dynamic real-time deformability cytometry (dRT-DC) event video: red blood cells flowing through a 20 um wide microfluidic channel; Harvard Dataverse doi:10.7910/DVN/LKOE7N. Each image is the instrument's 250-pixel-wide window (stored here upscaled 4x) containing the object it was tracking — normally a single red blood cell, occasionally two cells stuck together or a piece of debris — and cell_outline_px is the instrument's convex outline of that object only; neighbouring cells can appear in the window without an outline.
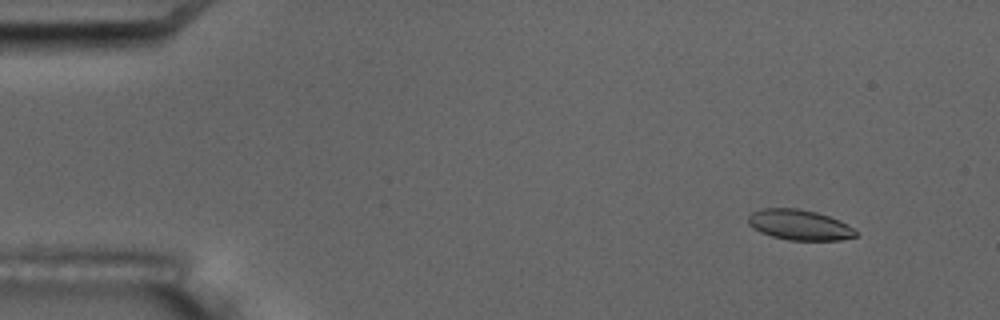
{"species": "common noctule bat (a hibernating species)", "species_latin": "Nyctalus noctula", "temperature_condition": "room temperature", "stored_images_in_passage": 7, "camera_frame_rate_fps": 3000, "um_per_image_px": 0.085, "animal": {"sex": "male", "body_mass_g": 17.5, "forearm_length_mm": 52.3}, "frame": {"image": 1, "passage_image": 1, "time_ms": 0.0, "image_size_px": [1000, 320], "cell_outline_px": [[856, 236], [840, 240], [788, 240], [772, 236], [760, 232], [752, 228], [748, 224], [748, 216], [752, 212], [760, 208], [800, 208], [816, 212], [840, 220], [848, 224], [856, 232]], "centroid_in_image_um": [67.92, 19.1], "position_along_channel_um": 17.1, "area_um2": 19.13}}
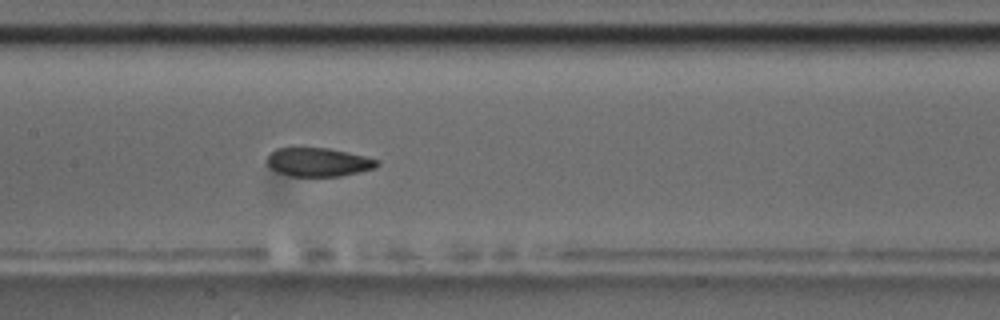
{"frame": {"image": 2, "passage_image": 7, "time_ms": 7.667, "image_size_px": [1000, 320], "cell_outline_px": [[380, 164], [376, 168], [360, 172], [340, 176], [288, 176], [276, 172], [268, 168], [268, 156], [276, 148], [328, 148], [364, 156], [380, 160]], "centroid_in_image_um": [27.07, 13.79], "position_along_channel_um": 180.3, "area_um2": 18.44}}